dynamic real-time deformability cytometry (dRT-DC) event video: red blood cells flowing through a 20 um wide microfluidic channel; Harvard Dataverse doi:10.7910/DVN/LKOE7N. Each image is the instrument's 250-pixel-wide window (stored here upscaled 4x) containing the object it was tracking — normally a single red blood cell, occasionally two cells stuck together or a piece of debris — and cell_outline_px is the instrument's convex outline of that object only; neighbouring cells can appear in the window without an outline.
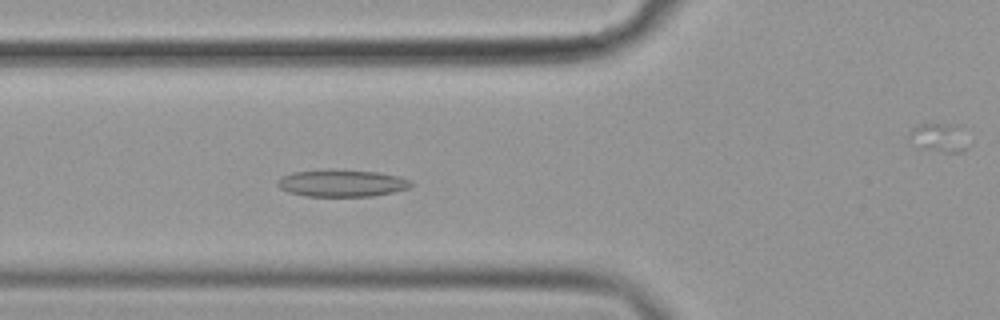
{"species": "common noctule bat (a hibernating species)", "species_latin": "Nyctalus noctula", "temperature_condition": "cold", "stored_images_in_passage": 51, "camera_frame_rate_fps": 3000, "um_per_image_px": 0.085, "animal": {"sex": "female", "body_mass_g": 19.9}, "frame": {"image": 1, "passage_image": 21, "time_ms": 6.667, "image_size_px": [1000, 320], "cell_outline_px": [[412, 184], [408, 188], [392, 192], [372, 196], [304, 196], [288, 192], [280, 188], [276, 184], [276, 180], [280, 176], [292, 172], [328, 168], [376, 172], [400, 176], [408, 180]], "centroid_in_image_um": [28.97, 15.55], "position_along_channel_um": 96.8, "area_um2": 21.33}}
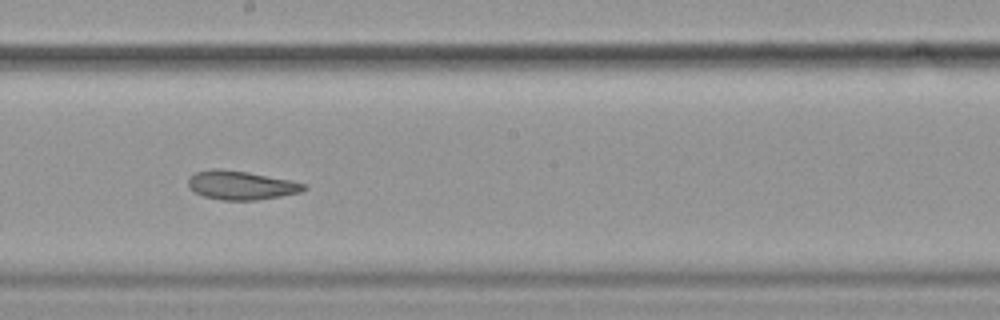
{"frame": {"image": 2, "passage_image": 32, "time_ms": 10.333, "image_size_px": [1000, 320], "cell_outline_px": [[308, 188], [300, 192], [280, 196], [256, 200], [220, 200], [204, 196], [192, 192], [188, 188], [188, 176], [196, 172], [212, 168], [216, 168], [248, 172], [292, 180], [308, 184]], "centroid_in_image_um": [20.47, 15.74], "position_along_channel_um": 227.7, "area_um2": 19.71}}
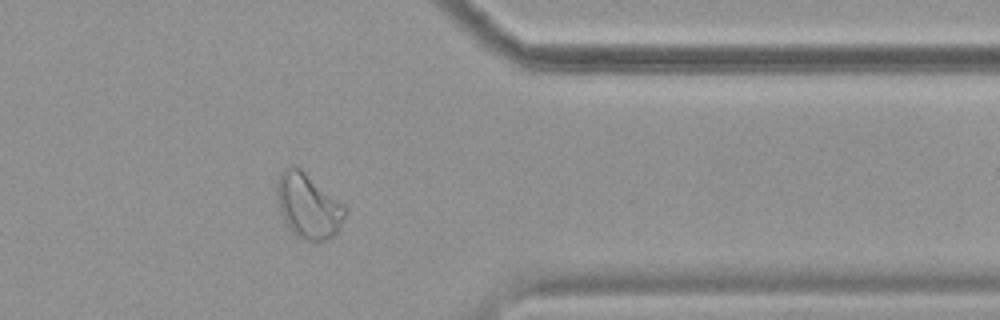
{"frame": {"image": 3, "passage_image": 46, "time_ms": 15.0, "image_size_px": [1000, 320], "cell_outline_px": [[348, 212], [336, 232], [332, 236], [316, 244], [296, 236], [288, 228], [280, 212], [276, 200], [276, 180], [280, 172], [284, 168], [292, 164], [300, 168], [344, 204], [348, 208]], "centroid_in_image_um": [26.17, 17.5], "position_along_channel_um": 385.2, "area_um2": 26.24}, "authors_computed_cell_mechanics": {"area_um2": 22.4264, "velocity_mm_per_s": 3.5751, "shape_relaxation_time_tau1_ms": null, "shape_relaxation_time_tau2_ms": 2.9229, "deformation_change_tau1": null, "deformation_change_tau2": 0.1075}}